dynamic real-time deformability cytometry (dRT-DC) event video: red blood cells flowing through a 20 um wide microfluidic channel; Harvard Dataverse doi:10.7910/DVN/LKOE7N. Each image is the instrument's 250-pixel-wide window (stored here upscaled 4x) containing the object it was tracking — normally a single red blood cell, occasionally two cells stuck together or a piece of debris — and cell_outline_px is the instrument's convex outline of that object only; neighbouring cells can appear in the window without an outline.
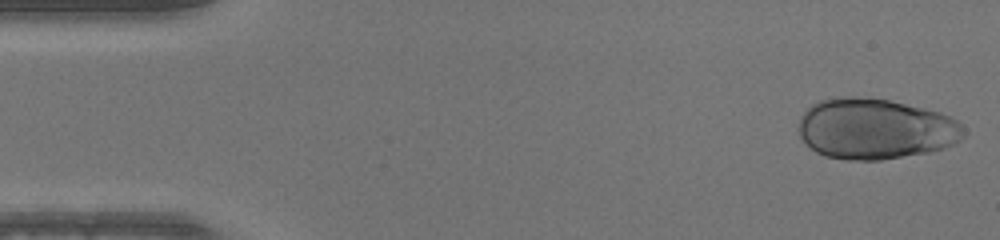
{"species": "human", "species_latin": "Homo sapiens", "temperature_condition": "warm", "stored_images_in_passage": 48, "camera_frame_rate_fps": 3000, "um_per_image_px": 0.085, "donor": {"sex": "male"}, "frame": {"image": 1, "passage_image": 1, "time_ms": 0.0, "image_size_px": [1000, 240], "cell_outline_px": [[964, 136], [960, 140], [944, 148], [928, 152], [880, 160], [844, 160], [824, 156], [816, 152], [800, 136], [800, 116], [812, 104], [820, 100], [844, 96], [852, 96], [888, 100], [924, 108], [940, 112], [956, 120], [964, 128]], "centroid_in_image_um": [74.4, 10.96], "position_along_channel_um": 10.6, "area_um2": 58.26}}